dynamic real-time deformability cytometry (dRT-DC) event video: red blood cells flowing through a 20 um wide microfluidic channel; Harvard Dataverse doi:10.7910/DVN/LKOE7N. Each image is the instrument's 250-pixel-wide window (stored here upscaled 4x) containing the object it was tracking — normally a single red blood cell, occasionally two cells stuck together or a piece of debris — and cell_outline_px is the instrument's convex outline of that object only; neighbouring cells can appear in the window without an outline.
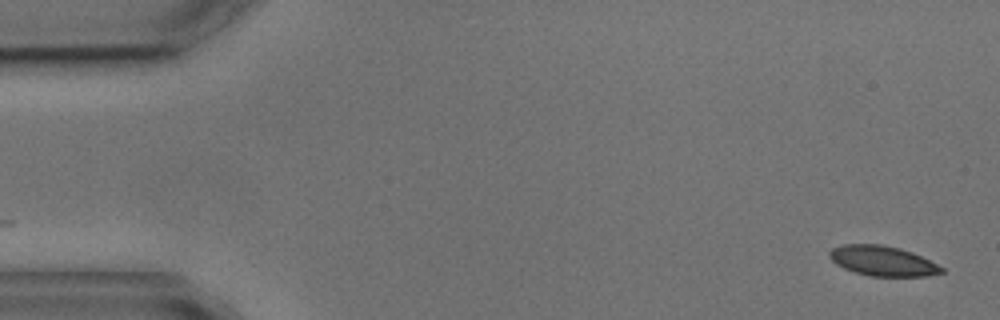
{"species": "common noctule bat (a hibernating species)", "species_latin": "Nyctalus noctula", "temperature_condition": "cold", "stored_images_in_passage": 4, "camera_frame_rate_fps": 3000, "um_per_image_px": 0.085, "animal": {"sex": "male", "body_mass_g": 17.9, "forearm_length_mm": 54.2}, "frame": {"image": 1, "passage_image": 1, "time_ms": 0.0, "image_size_px": [1000, 320], "cell_outline_px": [[944, 272], [928, 276], [868, 276], [844, 268], [836, 264], [828, 256], [828, 252], [832, 248], [844, 244], [880, 244], [900, 248], [912, 252], [944, 268]], "centroid_in_image_um": [75.0, 22.17], "position_along_channel_um": 10.0, "area_um2": 19.54}}
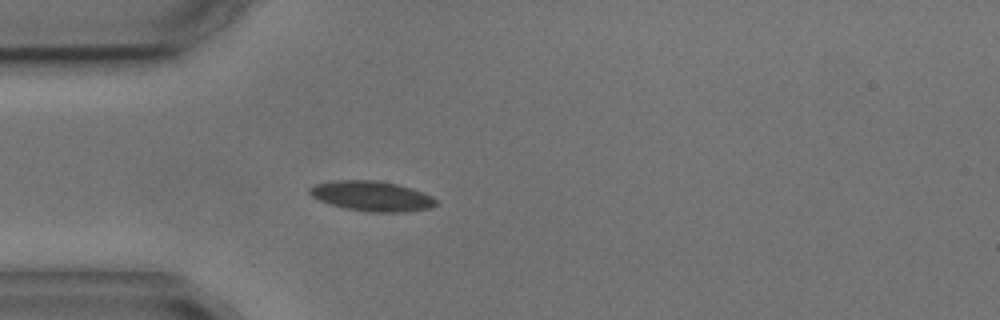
{"frame": {"image": 2, "passage_image": 4, "time_ms": 4.333, "image_size_px": [1000, 320], "cell_outline_px": [[436, 204], [432, 208], [404, 212], [368, 212], [344, 208], [320, 200], [312, 196], [308, 192], [308, 188], [316, 184], [336, 180], [376, 180], [396, 184], [412, 188], [432, 196], [436, 200]], "centroid_in_image_um": [31.61, 16.67], "position_along_channel_um": 53.4, "area_um2": 22.08}}